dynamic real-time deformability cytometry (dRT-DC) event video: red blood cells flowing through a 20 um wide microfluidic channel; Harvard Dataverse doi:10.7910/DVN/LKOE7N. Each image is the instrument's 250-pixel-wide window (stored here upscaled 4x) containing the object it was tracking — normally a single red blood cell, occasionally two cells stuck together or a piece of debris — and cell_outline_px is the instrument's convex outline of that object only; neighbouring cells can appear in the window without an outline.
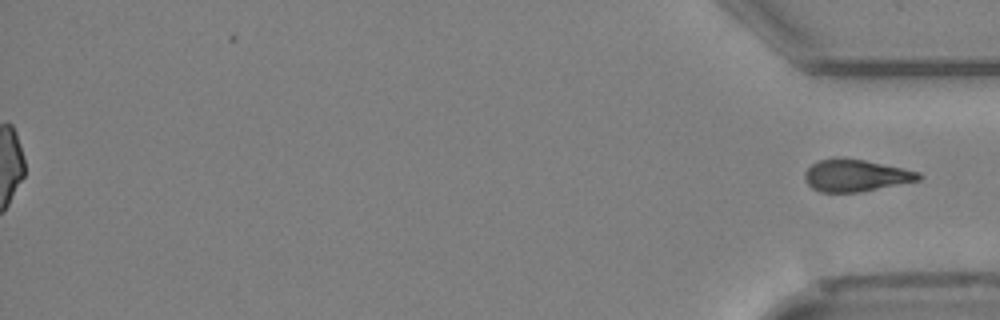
{"species": "Egyptian fruit bat (a non-hibernating species)", "species_latin": "Rousettus aegyptiacus", "temperature_condition": "cold", "stored_images_in_passage": 53, "segment_of_instrument_passage": [2, 2], "camera_frame_rate_fps": 3000, "um_per_image_px": 0.085, "animal": {"sex": "female"}, "frame": {"image": 1, "passage_image": 53, "time_ms": 17.333, "image_size_px": [1000, 320], "cell_outline_px": [[920, 180], [860, 192], [820, 192], [812, 188], [808, 184], [804, 176], [804, 172], [812, 164], [820, 160], [836, 156], [864, 160], [920, 172]], "centroid_in_image_um": [72.69, 14.91], "position_along_channel_um": 362.5, "area_um2": 21.21}}